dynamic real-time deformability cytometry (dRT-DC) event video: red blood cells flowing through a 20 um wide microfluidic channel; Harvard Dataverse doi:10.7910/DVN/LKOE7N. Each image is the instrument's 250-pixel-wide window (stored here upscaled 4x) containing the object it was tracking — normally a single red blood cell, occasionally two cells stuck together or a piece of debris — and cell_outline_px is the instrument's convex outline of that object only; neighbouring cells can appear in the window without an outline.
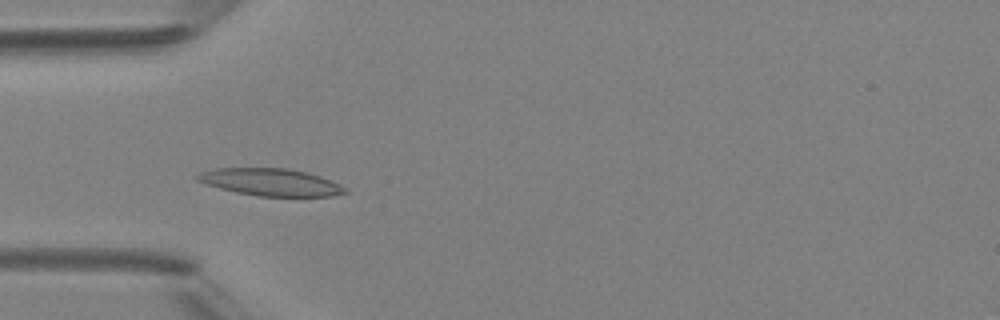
{"species": "Egyptian fruit bat (a non-hibernating species)", "species_latin": "Rousettus aegyptiacus", "temperature_condition": "room temperature", "stored_images_in_passage": 4, "camera_frame_rate_fps": 3000, "um_per_image_px": 0.085, "animal": {"sex": "female"}, "frame": {"image": 1, "passage_image": 3, "time_ms": 2.667, "image_size_px": [1000, 320], "cell_outline_px": [[348, 192], [332, 196], [260, 196], [236, 192], [220, 188], [196, 180], [196, 176], [200, 172], [216, 168], [288, 168], [308, 172], [320, 176], [340, 184], [348, 188]], "centroid_in_image_um": [23.05, 15.48], "position_along_channel_um": 62.0, "area_um2": 23.41}}
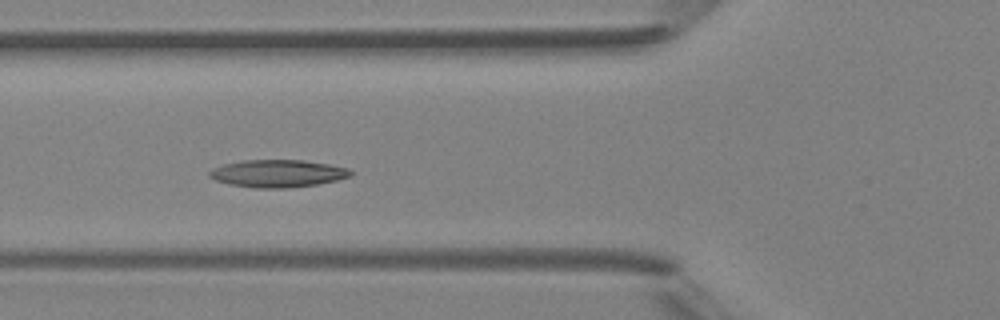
{"frame": {"image": 2, "passage_image": 4, "time_ms": 3.667, "image_size_px": [1000, 320], "cell_outline_px": [[352, 176], [336, 180], [316, 184], [288, 188], [256, 188], [228, 184], [216, 180], [208, 176], [208, 172], [212, 168], [224, 164], [240, 160], [304, 160], [328, 164], [348, 168], [352, 172]], "centroid_in_image_um": [23.58, 14.74], "position_along_channel_um": 102.2, "area_um2": 22.66}}